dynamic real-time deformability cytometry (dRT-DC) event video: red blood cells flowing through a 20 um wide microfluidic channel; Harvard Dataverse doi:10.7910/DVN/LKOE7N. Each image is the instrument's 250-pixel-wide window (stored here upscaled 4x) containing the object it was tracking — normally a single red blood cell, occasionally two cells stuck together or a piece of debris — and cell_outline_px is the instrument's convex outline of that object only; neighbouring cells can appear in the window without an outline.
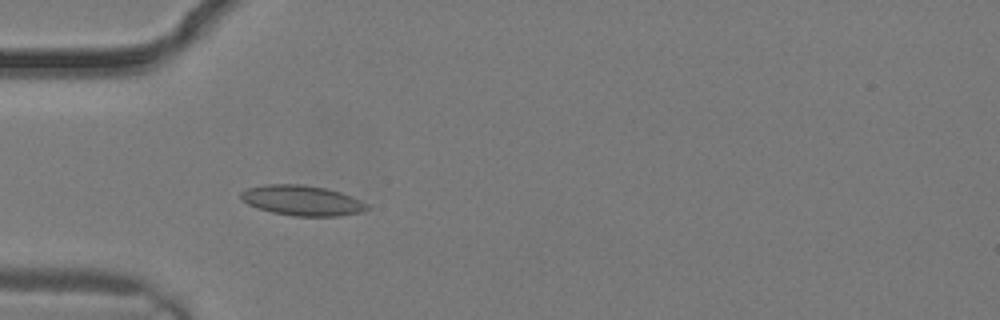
{"species": "common noctule bat (a hibernating species)", "species_latin": "Nyctalus noctula", "temperature_condition": "warm", "stored_images_in_passage": 3, "camera_frame_rate_fps": 3000, "um_per_image_px": 0.085, "animal": {"sex": "male", "body_mass_g": 19.2, "forearm_length_mm": 51.8}, "frame": {"image": 1, "passage_image": 3, "time_ms": 0.667, "image_size_px": [1000, 320], "cell_outline_px": [[368, 208], [360, 212], [336, 216], [292, 216], [272, 212], [248, 204], [240, 196], [240, 192], [248, 188], [264, 184], [300, 184], [324, 188], [340, 192], [360, 200], [368, 204]], "centroid_in_image_um": [25.66, 17.03], "position_along_channel_um": 59.3, "area_um2": 21.91}}